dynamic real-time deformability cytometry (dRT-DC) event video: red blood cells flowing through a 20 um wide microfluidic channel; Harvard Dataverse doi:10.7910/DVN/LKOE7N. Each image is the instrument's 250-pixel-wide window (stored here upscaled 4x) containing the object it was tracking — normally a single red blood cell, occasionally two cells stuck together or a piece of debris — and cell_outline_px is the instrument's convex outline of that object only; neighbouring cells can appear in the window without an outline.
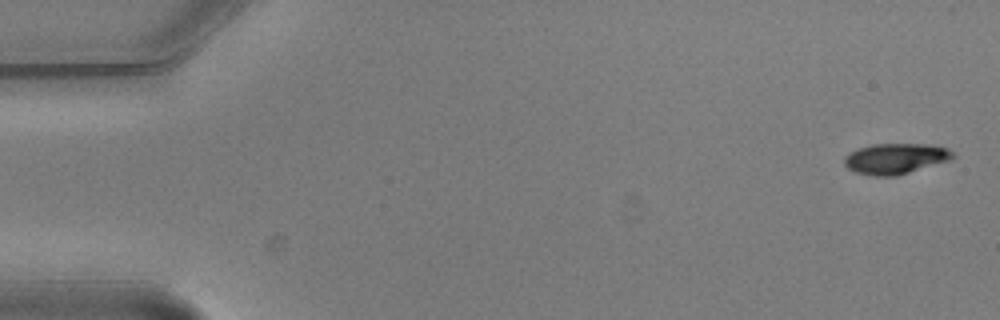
{"species": "common noctule bat (a hibernating species)", "species_latin": "Nyctalus noctula", "temperature_condition": "warm", "stored_images_in_passage": 5, "camera_frame_rate_fps": 3000, "um_per_image_px": 0.085, "animal": {"sex": "male", "body_mass_g": 20.5, "forearm_length_mm": 52.5}, "frame": {"image": 1, "passage_image": 1, "time_ms": 0.0, "image_size_px": [1000, 320], "cell_outline_px": [[956, 156], [952, 160], [896, 176], [872, 176], [856, 172], [848, 168], [844, 164], [844, 156], [848, 152], [872, 144], [932, 144], [948, 148]], "centroid_in_image_um": [76.14, 13.48], "position_along_channel_um": 8.9, "area_um2": 19.59}}
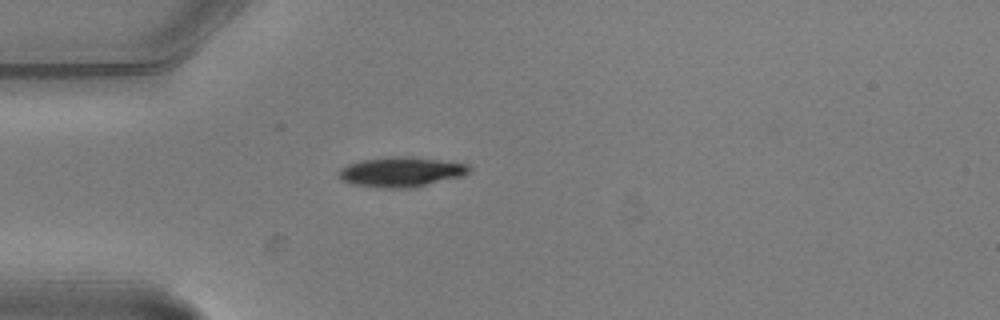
{"frame": {"image": 2, "passage_image": 5, "time_ms": 1.333, "image_size_px": [1000, 320], "cell_outline_px": [[472, 172], [464, 176], [412, 188], [376, 188], [352, 184], [340, 180], [336, 176], [336, 172], [340, 168], [348, 164], [360, 160], [388, 156], [412, 156], [468, 164], [472, 168]], "centroid_in_image_um": [34.07, 14.61], "position_along_channel_um": 50.9, "area_um2": 23.41}}